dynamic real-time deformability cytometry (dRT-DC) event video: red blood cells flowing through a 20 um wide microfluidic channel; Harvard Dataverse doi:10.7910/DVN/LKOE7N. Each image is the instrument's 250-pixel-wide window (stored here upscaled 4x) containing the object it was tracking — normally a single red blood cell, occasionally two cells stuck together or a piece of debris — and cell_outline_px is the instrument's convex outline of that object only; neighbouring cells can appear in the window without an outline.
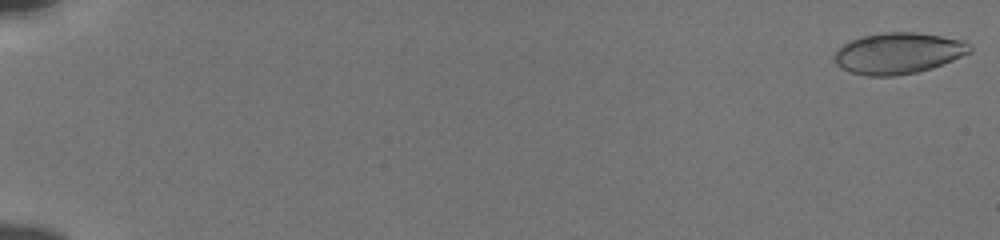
{"species": "human", "species_latin": "Homo sapiens", "temperature_condition": "cold", "stored_images_in_passage": 55, "camera_frame_rate_fps": 3000, "um_per_image_px": 0.085, "donor": {"sex": "male"}, "frame": {"image": 1, "passage_image": 1, "time_ms": 0.0, "image_size_px": [1000, 240], "cell_outline_px": [[972, 52], [932, 68], [916, 72], [896, 76], [868, 76], [848, 72], [840, 68], [836, 64], [836, 52], [844, 44], [852, 40], [864, 36], [884, 32], [916, 32], [964, 40], [972, 44]], "centroid_in_image_um": [76.39, 4.53], "position_along_channel_um": 8.6, "area_um2": 32.43}}
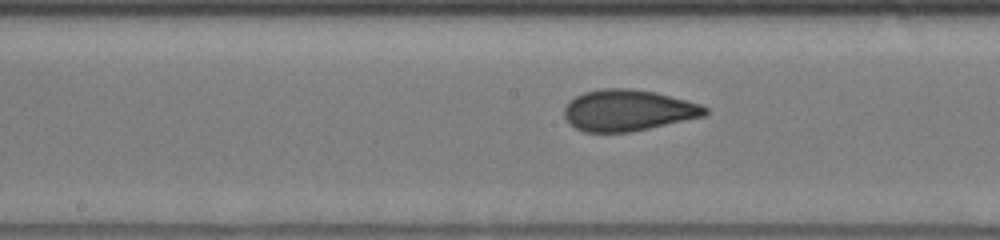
{"frame": {"image": 2, "passage_image": 31, "time_ms": 10.0, "image_size_px": [1000, 240], "cell_outline_px": [[708, 112], [704, 116], [632, 132], [584, 132], [568, 124], [564, 116], [564, 108], [568, 100], [584, 92], [600, 88], [628, 88], [656, 92], [700, 104], [708, 108]], "centroid_in_image_um": [53.34, 9.38], "position_along_channel_um": 194.9, "area_um2": 34.04}}
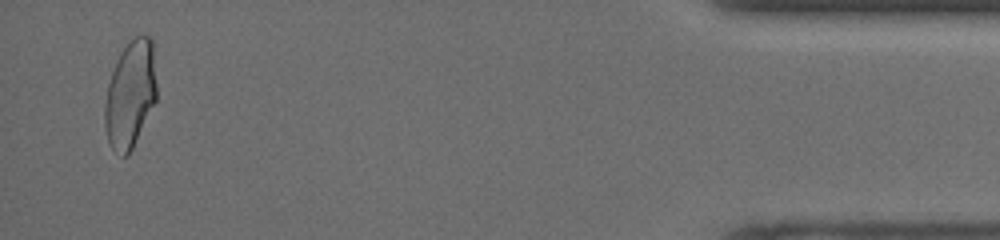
{"frame": {"image": 3, "passage_image": 54, "time_ms": 17.667, "image_size_px": [1000, 240], "cell_outline_px": [[156, 100], [132, 148], [124, 156], [120, 156], [112, 148], [108, 140], [104, 128], [104, 104], [108, 84], [116, 60], [120, 52], [136, 36], [152, 36], [156, 84]], "centroid_in_image_um": [11.06, 8.01], "position_along_channel_um": 424.1, "area_um2": 32.14}, "authors_computed_cell_mechanics": {"area_um2": 32.7726, "velocity_mm_per_s": 3.861, "shape_relaxation_time_tau1_ms": 4.5251, "shape_relaxation_time_tau2_ms": 0.7351, "deformation_change_tau1": 0.1366, "deformation_change_tau2": 0.0425}}